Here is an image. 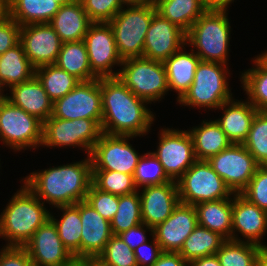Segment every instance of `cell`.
Listing matches in <instances>:
<instances>
[{
    "instance_id": "obj_59",
    "label": "cell",
    "mask_w": 267,
    "mask_h": 266,
    "mask_svg": "<svg viewBox=\"0 0 267 266\" xmlns=\"http://www.w3.org/2000/svg\"><path fill=\"white\" fill-rule=\"evenodd\" d=\"M2 91L4 90H1L0 89V104L3 102V100L5 99V95H3Z\"/></svg>"
},
{
    "instance_id": "obj_55",
    "label": "cell",
    "mask_w": 267,
    "mask_h": 266,
    "mask_svg": "<svg viewBox=\"0 0 267 266\" xmlns=\"http://www.w3.org/2000/svg\"><path fill=\"white\" fill-rule=\"evenodd\" d=\"M86 266H109L99 257H86Z\"/></svg>"
},
{
    "instance_id": "obj_19",
    "label": "cell",
    "mask_w": 267,
    "mask_h": 266,
    "mask_svg": "<svg viewBox=\"0 0 267 266\" xmlns=\"http://www.w3.org/2000/svg\"><path fill=\"white\" fill-rule=\"evenodd\" d=\"M197 225L194 205L180 202L164 222L153 228V236L163 252H179Z\"/></svg>"
},
{
    "instance_id": "obj_30",
    "label": "cell",
    "mask_w": 267,
    "mask_h": 266,
    "mask_svg": "<svg viewBox=\"0 0 267 266\" xmlns=\"http://www.w3.org/2000/svg\"><path fill=\"white\" fill-rule=\"evenodd\" d=\"M35 75V68L27 58L19 42L0 55V89L11 88L16 84L30 80Z\"/></svg>"
},
{
    "instance_id": "obj_34",
    "label": "cell",
    "mask_w": 267,
    "mask_h": 266,
    "mask_svg": "<svg viewBox=\"0 0 267 266\" xmlns=\"http://www.w3.org/2000/svg\"><path fill=\"white\" fill-rule=\"evenodd\" d=\"M225 240L219 233L197 225L178 253L189 263L197 258L215 255Z\"/></svg>"
},
{
    "instance_id": "obj_17",
    "label": "cell",
    "mask_w": 267,
    "mask_h": 266,
    "mask_svg": "<svg viewBox=\"0 0 267 266\" xmlns=\"http://www.w3.org/2000/svg\"><path fill=\"white\" fill-rule=\"evenodd\" d=\"M20 43L36 69L55 64L63 42L49 23H41L21 26Z\"/></svg>"
},
{
    "instance_id": "obj_13",
    "label": "cell",
    "mask_w": 267,
    "mask_h": 266,
    "mask_svg": "<svg viewBox=\"0 0 267 266\" xmlns=\"http://www.w3.org/2000/svg\"><path fill=\"white\" fill-rule=\"evenodd\" d=\"M132 137L136 136L102 133L90 153L92 170H109L134 175L141 156L128 142Z\"/></svg>"
},
{
    "instance_id": "obj_31",
    "label": "cell",
    "mask_w": 267,
    "mask_h": 266,
    "mask_svg": "<svg viewBox=\"0 0 267 266\" xmlns=\"http://www.w3.org/2000/svg\"><path fill=\"white\" fill-rule=\"evenodd\" d=\"M156 12L187 33L206 11L203 0H153Z\"/></svg>"
},
{
    "instance_id": "obj_26",
    "label": "cell",
    "mask_w": 267,
    "mask_h": 266,
    "mask_svg": "<svg viewBox=\"0 0 267 266\" xmlns=\"http://www.w3.org/2000/svg\"><path fill=\"white\" fill-rule=\"evenodd\" d=\"M74 0H9V16L20 26L49 23L61 5Z\"/></svg>"
},
{
    "instance_id": "obj_50",
    "label": "cell",
    "mask_w": 267,
    "mask_h": 266,
    "mask_svg": "<svg viewBox=\"0 0 267 266\" xmlns=\"http://www.w3.org/2000/svg\"><path fill=\"white\" fill-rule=\"evenodd\" d=\"M152 266H188L178 252H163Z\"/></svg>"
},
{
    "instance_id": "obj_5",
    "label": "cell",
    "mask_w": 267,
    "mask_h": 266,
    "mask_svg": "<svg viewBox=\"0 0 267 266\" xmlns=\"http://www.w3.org/2000/svg\"><path fill=\"white\" fill-rule=\"evenodd\" d=\"M153 0L121 9L109 22L122 60L143 57L146 34L156 14Z\"/></svg>"
},
{
    "instance_id": "obj_52",
    "label": "cell",
    "mask_w": 267,
    "mask_h": 266,
    "mask_svg": "<svg viewBox=\"0 0 267 266\" xmlns=\"http://www.w3.org/2000/svg\"><path fill=\"white\" fill-rule=\"evenodd\" d=\"M188 266H221V265L218 257L215 254L194 259L188 263Z\"/></svg>"
},
{
    "instance_id": "obj_9",
    "label": "cell",
    "mask_w": 267,
    "mask_h": 266,
    "mask_svg": "<svg viewBox=\"0 0 267 266\" xmlns=\"http://www.w3.org/2000/svg\"><path fill=\"white\" fill-rule=\"evenodd\" d=\"M101 125L96 120L78 118L64 120L50 116L43 122L42 143L46 147H82L88 156L102 135Z\"/></svg>"
},
{
    "instance_id": "obj_46",
    "label": "cell",
    "mask_w": 267,
    "mask_h": 266,
    "mask_svg": "<svg viewBox=\"0 0 267 266\" xmlns=\"http://www.w3.org/2000/svg\"><path fill=\"white\" fill-rule=\"evenodd\" d=\"M20 29L10 16L0 20V55L20 42Z\"/></svg>"
},
{
    "instance_id": "obj_36",
    "label": "cell",
    "mask_w": 267,
    "mask_h": 266,
    "mask_svg": "<svg viewBox=\"0 0 267 266\" xmlns=\"http://www.w3.org/2000/svg\"><path fill=\"white\" fill-rule=\"evenodd\" d=\"M35 76L53 102L63 98L80 83L79 79L55 64L36 68Z\"/></svg>"
},
{
    "instance_id": "obj_51",
    "label": "cell",
    "mask_w": 267,
    "mask_h": 266,
    "mask_svg": "<svg viewBox=\"0 0 267 266\" xmlns=\"http://www.w3.org/2000/svg\"><path fill=\"white\" fill-rule=\"evenodd\" d=\"M234 0H203L207 11H226L228 5Z\"/></svg>"
},
{
    "instance_id": "obj_23",
    "label": "cell",
    "mask_w": 267,
    "mask_h": 266,
    "mask_svg": "<svg viewBox=\"0 0 267 266\" xmlns=\"http://www.w3.org/2000/svg\"><path fill=\"white\" fill-rule=\"evenodd\" d=\"M10 89L11 96L6 94L5 98L28 114L34 115L42 122L52 115L53 101L35 75Z\"/></svg>"
},
{
    "instance_id": "obj_15",
    "label": "cell",
    "mask_w": 267,
    "mask_h": 266,
    "mask_svg": "<svg viewBox=\"0 0 267 266\" xmlns=\"http://www.w3.org/2000/svg\"><path fill=\"white\" fill-rule=\"evenodd\" d=\"M92 73L97 78L117 77L111 70L122 64L112 27L109 23H91L83 39Z\"/></svg>"
},
{
    "instance_id": "obj_48",
    "label": "cell",
    "mask_w": 267,
    "mask_h": 266,
    "mask_svg": "<svg viewBox=\"0 0 267 266\" xmlns=\"http://www.w3.org/2000/svg\"><path fill=\"white\" fill-rule=\"evenodd\" d=\"M152 237L153 242H145L133 251L138 266H152L163 253L160 244L154 236Z\"/></svg>"
},
{
    "instance_id": "obj_60",
    "label": "cell",
    "mask_w": 267,
    "mask_h": 266,
    "mask_svg": "<svg viewBox=\"0 0 267 266\" xmlns=\"http://www.w3.org/2000/svg\"><path fill=\"white\" fill-rule=\"evenodd\" d=\"M0 236H1V217H0Z\"/></svg>"
},
{
    "instance_id": "obj_38",
    "label": "cell",
    "mask_w": 267,
    "mask_h": 266,
    "mask_svg": "<svg viewBox=\"0 0 267 266\" xmlns=\"http://www.w3.org/2000/svg\"><path fill=\"white\" fill-rule=\"evenodd\" d=\"M139 191L119 196L117 213L110 221L113 235H119L142 223Z\"/></svg>"
},
{
    "instance_id": "obj_20",
    "label": "cell",
    "mask_w": 267,
    "mask_h": 266,
    "mask_svg": "<svg viewBox=\"0 0 267 266\" xmlns=\"http://www.w3.org/2000/svg\"><path fill=\"white\" fill-rule=\"evenodd\" d=\"M139 194L142 221L151 228L164 222L180 203L176 181L145 186Z\"/></svg>"
},
{
    "instance_id": "obj_32",
    "label": "cell",
    "mask_w": 267,
    "mask_h": 266,
    "mask_svg": "<svg viewBox=\"0 0 267 266\" xmlns=\"http://www.w3.org/2000/svg\"><path fill=\"white\" fill-rule=\"evenodd\" d=\"M55 65L80 81L97 79L91 71L86 45L83 40L62 43Z\"/></svg>"
},
{
    "instance_id": "obj_12",
    "label": "cell",
    "mask_w": 267,
    "mask_h": 266,
    "mask_svg": "<svg viewBox=\"0 0 267 266\" xmlns=\"http://www.w3.org/2000/svg\"><path fill=\"white\" fill-rule=\"evenodd\" d=\"M233 194H240L260 166L243 144L232 143L207 160Z\"/></svg>"
},
{
    "instance_id": "obj_35",
    "label": "cell",
    "mask_w": 267,
    "mask_h": 266,
    "mask_svg": "<svg viewBox=\"0 0 267 266\" xmlns=\"http://www.w3.org/2000/svg\"><path fill=\"white\" fill-rule=\"evenodd\" d=\"M255 58V68L242 73L241 83L248 101L258 111H267V63L260 56Z\"/></svg>"
},
{
    "instance_id": "obj_4",
    "label": "cell",
    "mask_w": 267,
    "mask_h": 266,
    "mask_svg": "<svg viewBox=\"0 0 267 266\" xmlns=\"http://www.w3.org/2000/svg\"><path fill=\"white\" fill-rule=\"evenodd\" d=\"M230 23L226 11H205L186 33V43L196 47L200 61L227 65Z\"/></svg>"
},
{
    "instance_id": "obj_27",
    "label": "cell",
    "mask_w": 267,
    "mask_h": 266,
    "mask_svg": "<svg viewBox=\"0 0 267 266\" xmlns=\"http://www.w3.org/2000/svg\"><path fill=\"white\" fill-rule=\"evenodd\" d=\"M181 48L172 54L166 61L163 62L169 89H174L178 94L179 100L189 89L194 81L195 70L200 58L194 53L184 52Z\"/></svg>"
},
{
    "instance_id": "obj_6",
    "label": "cell",
    "mask_w": 267,
    "mask_h": 266,
    "mask_svg": "<svg viewBox=\"0 0 267 266\" xmlns=\"http://www.w3.org/2000/svg\"><path fill=\"white\" fill-rule=\"evenodd\" d=\"M226 66L216 62L199 61L194 81L177 102L184 106L218 109L223 103L233 99L228 87L226 75L229 71Z\"/></svg>"
},
{
    "instance_id": "obj_57",
    "label": "cell",
    "mask_w": 267,
    "mask_h": 266,
    "mask_svg": "<svg viewBox=\"0 0 267 266\" xmlns=\"http://www.w3.org/2000/svg\"><path fill=\"white\" fill-rule=\"evenodd\" d=\"M66 266H86V257L80 259H74L71 263Z\"/></svg>"
},
{
    "instance_id": "obj_33",
    "label": "cell",
    "mask_w": 267,
    "mask_h": 266,
    "mask_svg": "<svg viewBox=\"0 0 267 266\" xmlns=\"http://www.w3.org/2000/svg\"><path fill=\"white\" fill-rule=\"evenodd\" d=\"M59 210L63 211V215L59 220L50 214V219L55 224L59 237L68 249V251L75 257L81 258V217L79 211V202L73 205L59 206Z\"/></svg>"
},
{
    "instance_id": "obj_11",
    "label": "cell",
    "mask_w": 267,
    "mask_h": 266,
    "mask_svg": "<svg viewBox=\"0 0 267 266\" xmlns=\"http://www.w3.org/2000/svg\"><path fill=\"white\" fill-rule=\"evenodd\" d=\"M55 118L74 120L78 118L102 121V95L100 78L80 83L63 98L53 102Z\"/></svg>"
},
{
    "instance_id": "obj_47",
    "label": "cell",
    "mask_w": 267,
    "mask_h": 266,
    "mask_svg": "<svg viewBox=\"0 0 267 266\" xmlns=\"http://www.w3.org/2000/svg\"><path fill=\"white\" fill-rule=\"evenodd\" d=\"M0 266H33L24 247L5 246L0 251Z\"/></svg>"
},
{
    "instance_id": "obj_2",
    "label": "cell",
    "mask_w": 267,
    "mask_h": 266,
    "mask_svg": "<svg viewBox=\"0 0 267 266\" xmlns=\"http://www.w3.org/2000/svg\"><path fill=\"white\" fill-rule=\"evenodd\" d=\"M24 184L42 201L55 207L73 205L86 199L92 184L90 156L80 162L32 172Z\"/></svg>"
},
{
    "instance_id": "obj_3",
    "label": "cell",
    "mask_w": 267,
    "mask_h": 266,
    "mask_svg": "<svg viewBox=\"0 0 267 266\" xmlns=\"http://www.w3.org/2000/svg\"><path fill=\"white\" fill-rule=\"evenodd\" d=\"M21 188L0 215L1 236L7 239L6 246L23 247L50 219L45 204L25 184Z\"/></svg>"
},
{
    "instance_id": "obj_16",
    "label": "cell",
    "mask_w": 267,
    "mask_h": 266,
    "mask_svg": "<svg viewBox=\"0 0 267 266\" xmlns=\"http://www.w3.org/2000/svg\"><path fill=\"white\" fill-rule=\"evenodd\" d=\"M23 247L33 266H66L75 259L62 243L51 219L41 225Z\"/></svg>"
},
{
    "instance_id": "obj_53",
    "label": "cell",
    "mask_w": 267,
    "mask_h": 266,
    "mask_svg": "<svg viewBox=\"0 0 267 266\" xmlns=\"http://www.w3.org/2000/svg\"><path fill=\"white\" fill-rule=\"evenodd\" d=\"M256 266H267V246L261 247L257 256Z\"/></svg>"
},
{
    "instance_id": "obj_25",
    "label": "cell",
    "mask_w": 267,
    "mask_h": 266,
    "mask_svg": "<svg viewBox=\"0 0 267 266\" xmlns=\"http://www.w3.org/2000/svg\"><path fill=\"white\" fill-rule=\"evenodd\" d=\"M91 23L80 0L61 5L49 22L63 43L82 41Z\"/></svg>"
},
{
    "instance_id": "obj_40",
    "label": "cell",
    "mask_w": 267,
    "mask_h": 266,
    "mask_svg": "<svg viewBox=\"0 0 267 266\" xmlns=\"http://www.w3.org/2000/svg\"><path fill=\"white\" fill-rule=\"evenodd\" d=\"M260 166L267 165V111H258L243 142Z\"/></svg>"
},
{
    "instance_id": "obj_44",
    "label": "cell",
    "mask_w": 267,
    "mask_h": 266,
    "mask_svg": "<svg viewBox=\"0 0 267 266\" xmlns=\"http://www.w3.org/2000/svg\"><path fill=\"white\" fill-rule=\"evenodd\" d=\"M240 194L260 209L267 211V165L257 168L247 187Z\"/></svg>"
},
{
    "instance_id": "obj_54",
    "label": "cell",
    "mask_w": 267,
    "mask_h": 266,
    "mask_svg": "<svg viewBox=\"0 0 267 266\" xmlns=\"http://www.w3.org/2000/svg\"><path fill=\"white\" fill-rule=\"evenodd\" d=\"M9 17V0H0V20Z\"/></svg>"
},
{
    "instance_id": "obj_56",
    "label": "cell",
    "mask_w": 267,
    "mask_h": 266,
    "mask_svg": "<svg viewBox=\"0 0 267 266\" xmlns=\"http://www.w3.org/2000/svg\"><path fill=\"white\" fill-rule=\"evenodd\" d=\"M121 4L126 5V6H131V5H139V4H144L148 2L149 0H119Z\"/></svg>"
},
{
    "instance_id": "obj_14",
    "label": "cell",
    "mask_w": 267,
    "mask_h": 266,
    "mask_svg": "<svg viewBox=\"0 0 267 266\" xmlns=\"http://www.w3.org/2000/svg\"><path fill=\"white\" fill-rule=\"evenodd\" d=\"M159 146L152 152L172 181H177L197 160L189 131L161 129Z\"/></svg>"
},
{
    "instance_id": "obj_45",
    "label": "cell",
    "mask_w": 267,
    "mask_h": 266,
    "mask_svg": "<svg viewBox=\"0 0 267 266\" xmlns=\"http://www.w3.org/2000/svg\"><path fill=\"white\" fill-rule=\"evenodd\" d=\"M85 201L110 222L117 213L119 196L101 191L91 184Z\"/></svg>"
},
{
    "instance_id": "obj_18",
    "label": "cell",
    "mask_w": 267,
    "mask_h": 266,
    "mask_svg": "<svg viewBox=\"0 0 267 266\" xmlns=\"http://www.w3.org/2000/svg\"><path fill=\"white\" fill-rule=\"evenodd\" d=\"M186 44V33L156 13L146 34L143 57L164 62Z\"/></svg>"
},
{
    "instance_id": "obj_39",
    "label": "cell",
    "mask_w": 267,
    "mask_h": 266,
    "mask_svg": "<svg viewBox=\"0 0 267 266\" xmlns=\"http://www.w3.org/2000/svg\"><path fill=\"white\" fill-rule=\"evenodd\" d=\"M92 184L101 191L122 196L138 191L133 175L109 170H92Z\"/></svg>"
},
{
    "instance_id": "obj_41",
    "label": "cell",
    "mask_w": 267,
    "mask_h": 266,
    "mask_svg": "<svg viewBox=\"0 0 267 266\" xmlns=\"http://www.w3.org/2000/svg\"><path fill=\"white\" fill-rule=\"evenodd\" d=\"M133 177L137 188L172 181L152 152H148L139 158Z\"/></svg>"
},
{
    "instance_id": "obj_37",
    "label": "cell",
    "mask_w": 267,
    "mask_h": 266,
    "mask_svg": "<svg viewBox=\"0 0 267 266\" xmlns=\"http://www.w3.org/2000/svg\"><path fill=\"white\" fill-rule=\"evenodd\" d=\"M261 246L246 241L226 239L216 256L221 266H256Z\"/></svg>"
},
{
    "instance_id": "obj_43",
    "label": "cell",
    "mask_w": 267,
    "mask_h": 266,
    "mask_svg": "<svg viewBox=\"0 0 267 266\" xmlns=\"http://www.w3.org/2000/svg\"><path fill=\"white\" fill-rule=\"evenodd\" d=\"M92 23H109L124 7L119 0H80Z\"/></svg>"
},
{
    "instance_id": "obj_8",
    "label": "cell",
    "mask_w": 267,
    "mask_h": 266,
    "mask_svg": "<svg viewBox=\"0 0 267 266\" xmlns=\"http://www.w3.org/2000/svg\"><path fill=\"white\" fill-rule=\"evenodd\" d=\"M176 182L180 202L183 204L197 205L233 195L206 160H196Z\"/></svg>"
},
{
    "instance_id": "obj_7",
    "label": "cell",
    "mask_w": 267,
    "mask_h": 266,
    "mask_svg": "<svg viewBox=\"0 0 267 266\" xmlns=\"http://www.w3.org/2000/svg\"><path fill=\"white\" fill-rule=\"evenodd\" d=\"M121 65L117 77L138 98L151 103L170 90L163 62L136 57L123 60Z\"/></svg>"
},
{
    "instance_id": "obj_10",
    "label": "cell",
    "mask_w": 267,
    "mask_h": 266,
    "mask_svg": "<svg viewBox=\"0 0 267 266\" xmlns=\"http://www.w3.org/2000/svg\"><path fill=\"white\" fill-rule=\"evenodd\" d=\"M43 122L6 98L0 104V139L15 151L39 147L42 143Z\"/></svg>"
},
{
    "instance_id": "obj_28",
    "label": "cell",
    "mask_w": 267,
    "mask_h": 266,
    "mask_svg": "<svg viewBox=\"0 0 267 266\" xmlns=\"http://www.w3.org/2000/svg\"><path fill=\"white\" fill-rule=\"evenodd\" d=\"M194 207L198 225L219 233L225 239H231L232 198L201 202Z\"/></svg>"
},
{
    "instance_id": "obj_21",
    "label": "cell",
    "mask_w": 267,
    "mask_h": 266,
    "mask_svg": "<svg viewBox=\"0 0 267 266\" xmlns=\"http://www.w3.org/2000/svg\"><path fill=\"white\" fill-rule=\"evenodd\" d=\"M241 233L246 242L266 247L261 243L267 231V211L249 202L241 194H233L231 240L242 241L235 232Z\"/></svg>"
},
{
    "instance_id": "obj_42",
    "label": "cell",
    "mask_w": 267,
    "mask_h": 266,
    "mask_svg": "<svg viewBox=\"0 0 267 266\" xmlns=\"http://www.w3.org/2000/svg\"><path fill=\"white\" fill-rule=\"evenodd\" d=\"M98 257L109 266H138L134 252L118 235L110 238Z\"/></svg>"
},
{
    "instance_id": "obj_24",
    "label": "cell",
    "mask_w": 267,
    "mask_h": 266,
    "mask_svg": "<svg viewBox=\"0 0 267 266\" xmlns=\"http://www.w3.org/2000/svg\"><path fill=\"white\" fill-rule=\"evenodd\" d=\"M234 100L231 99L219 107L224 112L216 122L232 143L243 144L258 110L249 101Z\"/></svg>"
},
{
    "instance_id": "obj_49",
    "label": "cell",
    "mask_w": 267,
    "mask_h": 266,
    "mask_svg": "<svg viewBox=\"0 0 267 266\" xmlns=\"http://www.w3.org/2000/svg\"><path fill=\"white\" fill-rule=\"evenodd\" d=\"M147 230H150L151 235L153 236V228L142 222L131 227L127 231L122 232L118 236L132 249V251H134L137 247L147 242L145 234Z\"/></svg>"
},
{
    "instance_id": "obj_29",
    "label": "cell",
    "mask_w": 267,
    "mask_h": 266,
    "mask_svg": "<svg viewBox=\"0 0 267 266\" xmlns=\"http://www.w3.org/2000/svg\"><path fill=\"white\" fill-rule=\"evenodd\" d=\"M189 133L197 160L207 161L232 144L216 120H203L201 126L191 129Z\"/></svg>"
},
{
    "instance_id": "obj_58",
    "label": "cell",
    "mask_w": 267,
    "mask_h": 266,
    "mask_svg": "<svg viewBox=\"0 0 267 266\" xmlns=\"http://www.w3.org/2000/svg\"><path fill=\"white\" fill-rule=\"evenodd\" d=\"M267 63V51L259 55Z\"/></svg>"
},
{
    "instance_id": "obj_1",
    "label": "cell",
    "mask_w": 267,
    "mask_h": 266,
    "mask_svg": "<svg viewBox=\"0 0 267 266\" xmlns=\"http://www.w3.org/2000/svg\"><path fill=\"white\" fill-rule=\"evenodd\" d=\"M103 133L143 136L154 121L145 100L138 98L118 77L100 78Z\"/></svg>"
},
{
    "instance_id": "obj_22",
    "label": "cell",
    "mask_w": 267,
    "mask_h": 266,
    "mask_svg": "<svg viewBox=\"0 0 267 266\" xmlns=\"http://www.w3.org/2000/svg\"><path fill=\"white\" fill-rule=\"evenodd\" d=\"M82 224L81 258L98 257L113 236L111 224L85 200L79 202Z\"/></svg>"
}]
</instances>
